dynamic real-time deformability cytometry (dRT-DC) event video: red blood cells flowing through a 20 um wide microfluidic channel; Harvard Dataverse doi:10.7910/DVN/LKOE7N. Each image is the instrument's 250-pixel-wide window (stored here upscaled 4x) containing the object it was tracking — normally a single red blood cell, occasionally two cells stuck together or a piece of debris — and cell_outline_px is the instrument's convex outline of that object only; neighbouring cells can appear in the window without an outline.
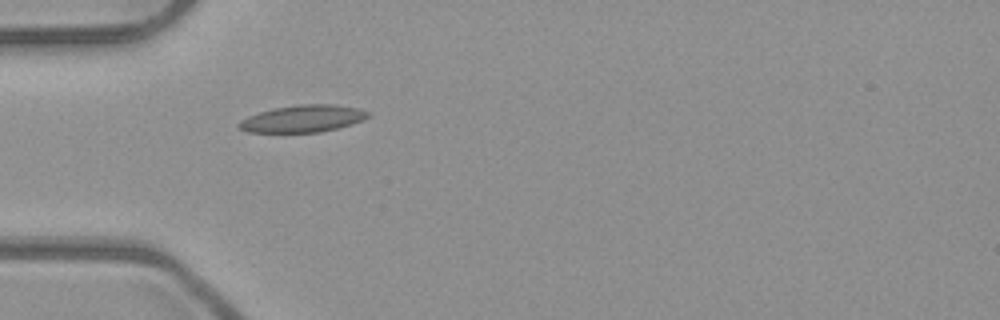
{"species": "common noctule bat (a hibernating species)", "species_latin": "Nyctalus noctula", "temperature_condition": "room temperature", "stored_images_in_passage": 1, "camera_frame_rate_fps": 3000, "um_per_image_px": 0.085, "animal": {"sex": "male", "body_mass_g": 23.1, "forearm_length_mm": 52.7}, "frame": {"image": 1, "passage_image": 1, "time_ms": 0.0, "image_size_px": [1000, 320], "cell_outline_px": [[372, 116], [352, 124], [320, 132], [248, 132], [236, 128], [236, 124], [240, 120], [248, 116], [272, 108], [296, 104], [336, 104], [360, 108], [372, 112]], "centroid_in_image_um": [25.76, 10.07], "position_along_channel_um": 59.2, "area_um2": 20.75}}